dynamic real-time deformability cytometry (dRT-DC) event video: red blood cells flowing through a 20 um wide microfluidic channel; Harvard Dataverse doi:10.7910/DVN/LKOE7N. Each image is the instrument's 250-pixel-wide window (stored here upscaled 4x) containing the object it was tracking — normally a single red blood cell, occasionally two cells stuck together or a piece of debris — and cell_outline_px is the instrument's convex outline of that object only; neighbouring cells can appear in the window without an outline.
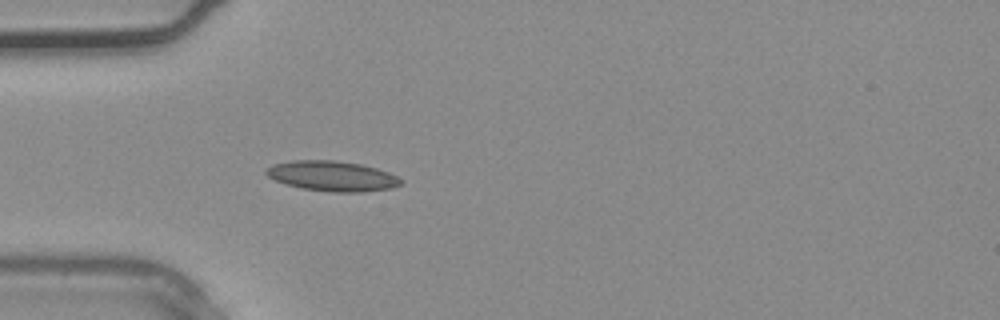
{"species": "common noctule bat (a hibernating species)", "species_latin": "Nyctalus noctula", "temperature_condition": "warm", "stored_images_in_passage": 28, "camera_frame_rate_fps": 3000, "um_per_image_px": 0.085, "animal": {"sex": "male", "body_mass_g": 20.4}, "frame": {"image": 1, "passage_image": 5, "time_ms": 1.333, "image_size_px": [1000, 320], "cell_outline_px": [[404, 184], [392, 188], [360, 192], [332, 192], [300, 188], [276, 180], [268, 176], [264, 172], [272, 164], [292, 160], [332, 160], [360, 164], [376, 168], [388, 172], [404, 180]], "centroid_in_image_um": [28.27, 14.96], "position_along_channel_um": 56.7, "area_um2": 23.64}}